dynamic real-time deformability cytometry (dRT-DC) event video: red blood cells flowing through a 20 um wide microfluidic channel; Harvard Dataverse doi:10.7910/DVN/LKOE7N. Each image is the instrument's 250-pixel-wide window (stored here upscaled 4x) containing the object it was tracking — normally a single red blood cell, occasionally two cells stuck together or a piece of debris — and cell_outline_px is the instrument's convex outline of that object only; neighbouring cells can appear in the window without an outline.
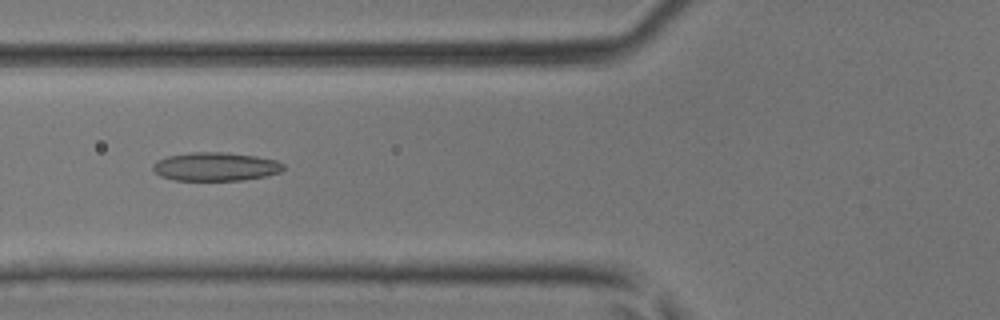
{"species": "common noctule bat (a hibernating species)", "species_latin": "Nyctalus noctula", "temperature_condition": "room temperature", "stored_images_in_passage": 48, "camera_frame_rate_fps": 3000, "um_per_image_px": 0.085, "animal": {"sex": "male", "body_mass_g": 17.9, "forearm_length_mm": 54.2}, "frame": {"image": 1, "passage_image": 19, "time_ms": 6.0, "image_size_px": [1000, 320], "cell_outline_px": [[284, 168], [280, 172], [264, 176], [244, 180], [172, 180], [160, 176], [152, 168], [152, 164], [156, 160], [168, 156], [188, 152], [224, 152], [256, 156], [276, 160], [284, 164]], "centroid_in_image_um": [18.29, 14.16], "position_along_channel_um": 107.5, "area_um2": 21.79}}
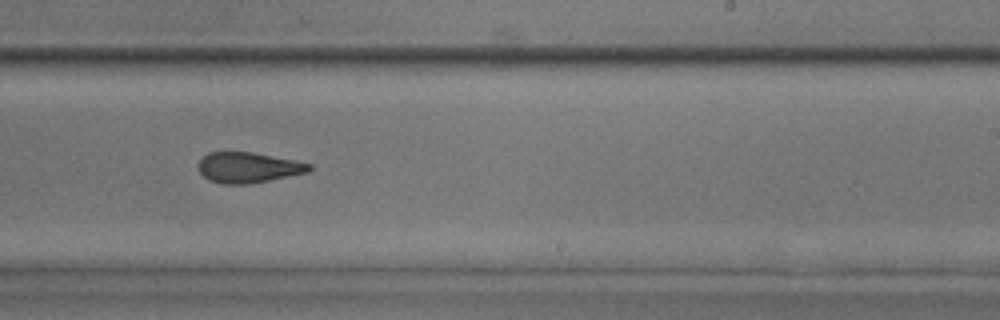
{"frame": {"image": 2, "passage_image": 30, "time_ms": 9.667, "image_size_px": [1000, 320], "cell_outline_px": [[312, 168], [308, 172], [248, 184], [224, 184], [208, 180], [196, 168], [196, 164], [208, 152], [252, 152], [296, 160], [312, 164]], "centroid_in_image_um": [21.07, 14.23], "position_along_channel_um": 267.9, "area_um2": 19.77}}
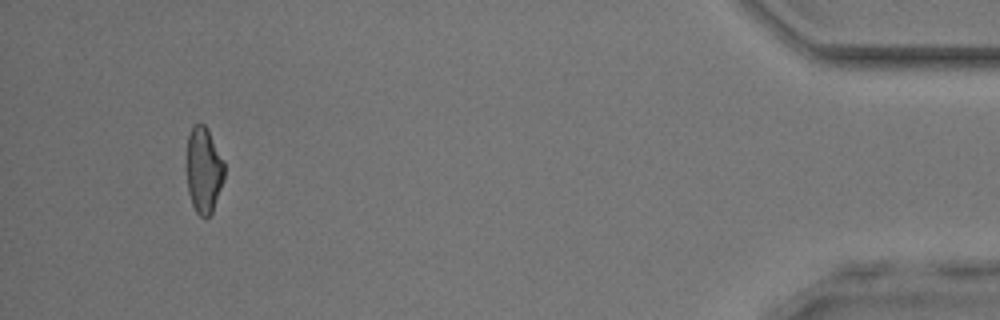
{"frame": {"image": 3, "passage_image": 45, "time_ms": 14.667, "image_size_px": [1000, 320], "cell_outline_px": [[224, 180], [212, 212], [204, 220], [196, 212], [192, 204], [188, 192], [184, 168], [184, 164], [188, 136], [192, 124], [204, 124], [208, 128], [224, 160]], "centroid_in_image_um": [17.28, 14.43], "position_along_channel_um": 417.9, "area_um2": 19.77}}